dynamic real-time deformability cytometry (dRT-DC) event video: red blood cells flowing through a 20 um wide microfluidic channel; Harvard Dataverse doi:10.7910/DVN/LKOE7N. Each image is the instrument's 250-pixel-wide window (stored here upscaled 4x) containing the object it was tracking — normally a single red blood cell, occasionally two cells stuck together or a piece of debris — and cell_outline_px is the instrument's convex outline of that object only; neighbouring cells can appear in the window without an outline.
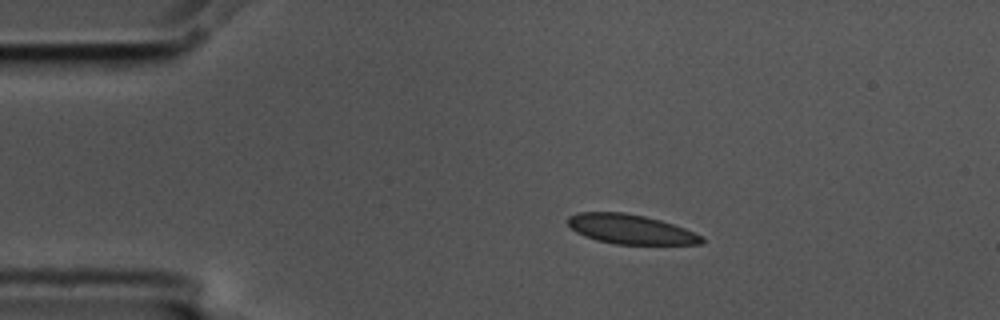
{"species": "common noctule bat (a hibernating species)", "species_latin": "Nyctalus noctula", "temperature_condition": "cold", "stored_images_in_passage": 5, "camera_frame_rate_fps": 3000, "um_per_image_px": 0.085, "animal": {"sex": "male", "body_mass_g": 17.5, "forearm_length_mm": 52.3}, "frame": {"image": 1, "passage_image": 1, "time_ms": 0.0, "image_size_px": [1000, 320], "cell_outline_px": [[704, 244], [616, 244], [596, 240], [584, 236], [576, 232], [568, 224], [568, 216], [576, 212], [624, 212], [644, 216], [660, 220], [684, 228], [704, 236]], "centroid_in_image_um": [53.6, 19.48], "position_along_channel_um": 31.4, "area_um2": 23.06}}
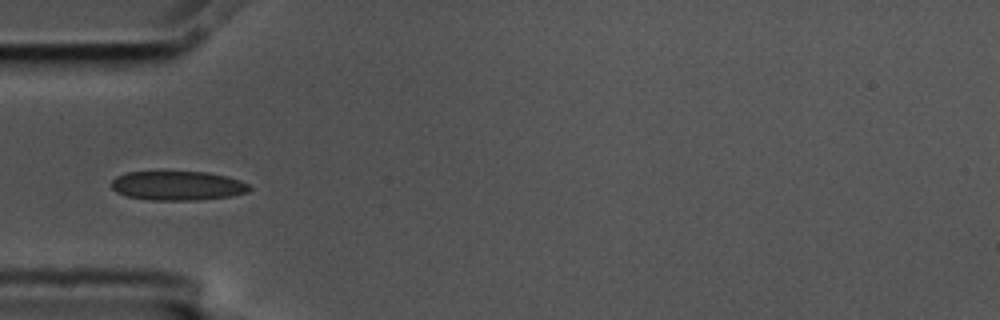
{"frame": {"image": 2, "passage_image": 3, "time_ms": 0.667, "image_size_px": [1000, 320], "cell_outline_px": [[252, 188], [248, 192], [232, 196], [196, 200], [152, 200], [128, 196], [116, 192], [112, 188], [112, 180], [116, 176], [124, 172], [208, 172], [228, 176], [240, 180], [248, 184]], "centroid_in_image_um": [15.12, 15.78], "position_along_channel_um": 69.9, "area_um2": 23.58}}